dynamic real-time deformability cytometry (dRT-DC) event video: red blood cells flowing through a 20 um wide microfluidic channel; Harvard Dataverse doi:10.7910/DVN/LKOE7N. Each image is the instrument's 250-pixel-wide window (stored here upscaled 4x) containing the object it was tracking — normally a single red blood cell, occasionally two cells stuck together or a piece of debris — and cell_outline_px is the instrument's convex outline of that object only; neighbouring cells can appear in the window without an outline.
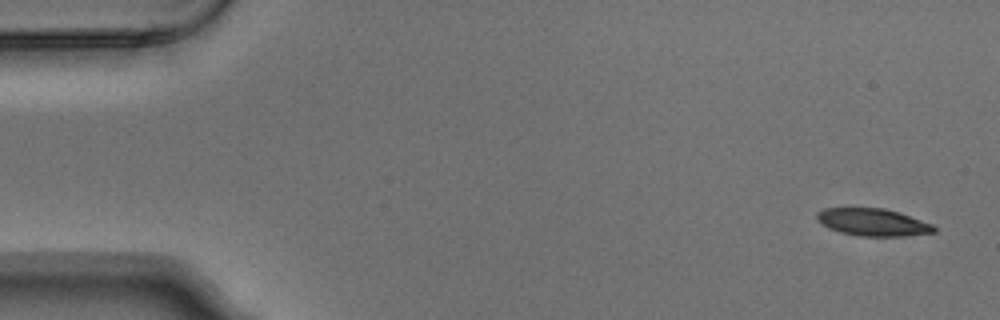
{"species": "Egyptian fruit bat (a non-hibernating species)", "species_latin": "Rousettus aegyptiacus", "temperature_condition": "warm", "stored_images_in_passage": 4, "camera_frame_rate_fps": 3000, "um_per_image_px": 0.085, "animal": {"sex": "male"}, "frame": {"image": 1, "passage_image": 1, "time_ms": 0.0, "image_size_px": [1000, 320], "cell_outline_px": [[936, 232], [904, 236], [856, 236], [840, 232], [828, 228], [820, 224], [816, 220], [816, 212], [824, 208], [884, 208], [900, 212], [932, 224], [936, 228]], "centroid_in_image_um": [74.16, 18.89], "position_along_channel_um": 10.8, "area_um2": 18.9}}
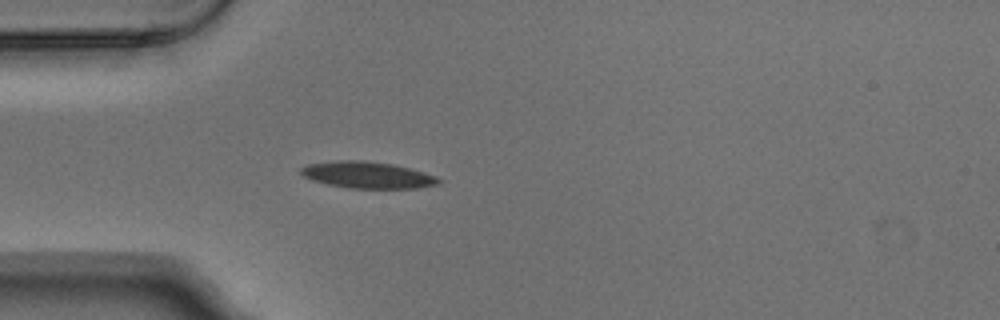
{"frame": {"image": 2, "passage_image": 4, "time_ms": 1.0, "image_size_px": [1000, 320], "cell_outline_px": [[440, 184], [416, 188], [348, 188], [328, 184], [312, 180], [304, 176], [300, 172], [300, 168], [308, 164], [336, 160], [364, 160], [392, 164], [412, 168], [436, 176], [440, 180]], "centroid_in_image_um": [31.24, 14.86], "position_along_channel_um": 53.8, "area_um2": 21.39}}